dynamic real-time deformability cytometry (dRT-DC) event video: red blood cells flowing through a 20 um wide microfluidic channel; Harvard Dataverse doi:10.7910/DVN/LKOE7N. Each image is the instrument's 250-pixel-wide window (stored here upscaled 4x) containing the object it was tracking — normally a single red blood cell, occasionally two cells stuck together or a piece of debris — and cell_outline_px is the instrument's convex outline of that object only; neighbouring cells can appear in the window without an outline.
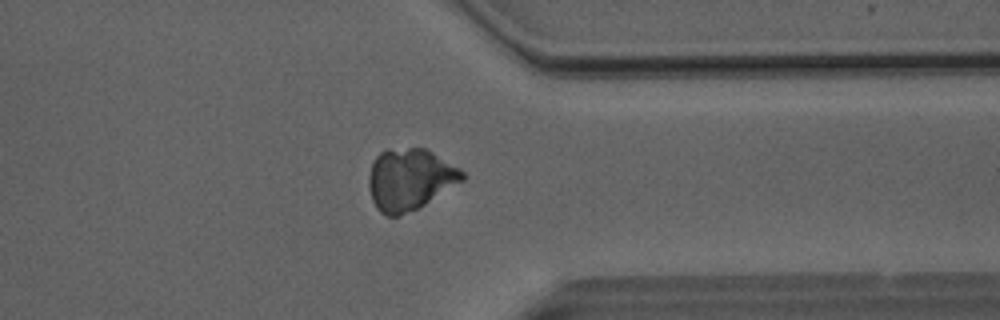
{"species": "Egyptian fruit bat (a non-hibernating species)", "species_latin": "Rousettus aegyptiacus", "temperature_condition": "room temperature", "stored_images_in_passage": 51, "camera_frame_rate_fps": 3000, "um_per_image_px": 0.085, "animal": {"sex": "male"}, "frame": {"image": 1, "passage_image": 40, "time_ms": 13.0, "image_size_px": [1000, 320], "cell_outline_px": [[464, 180], [420, 208], [400, 216], [388, 216], [380, 212], [376, 208], [372, 200], [368, 188], [368, 176], [372, 164], [376, 156], [380, 152], [388, 148], [424, 148], [432, 152], [460, 168], [464, 172]], "centroid_in_image_um": [34.82, 15.26], "position_along_channel_um": 376.6, "area_um2": 33.87}}
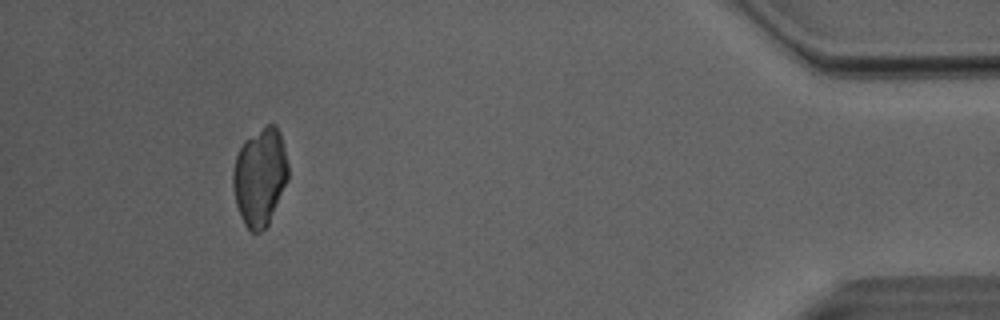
{"frame": {"image": 2, "passage_image": 47, "time_ms": 15.333, "image_size_px": [1000, 320], "cell_outline_px": [[288, 180], [268, 224], [260, 232], [252, 232], [244, 224], [240, 216], [236, 204], [232, 184], [232, 172], [236, 156], [244, 140], [268, 124], [276, 124], [280, 132], [288, 164]], "centroid_in_image_um": [22.09, 15.03], "position_along_channel_um": 413.1, "area_um2": 31.39}}